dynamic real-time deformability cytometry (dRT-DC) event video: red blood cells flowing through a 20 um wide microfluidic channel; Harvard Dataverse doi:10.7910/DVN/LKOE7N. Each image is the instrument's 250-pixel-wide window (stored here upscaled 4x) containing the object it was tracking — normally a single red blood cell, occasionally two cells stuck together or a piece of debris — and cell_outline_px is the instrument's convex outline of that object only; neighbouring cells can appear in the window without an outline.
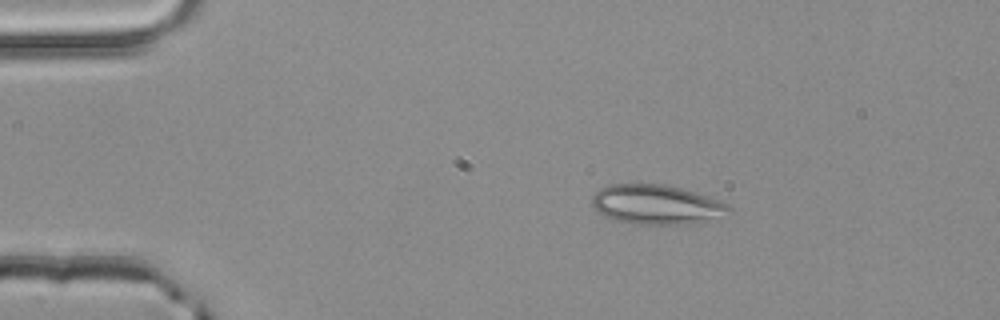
{"species": "common noctule bat (a hibernating species)", "species_latin": "Nyctalus noctula", "temperature_condition": "room temperature", "stored_images_in_passage": 2, "camera_frame_rate_fps": 3000, "um_per_image_px": 0.085, "animal": {"sex": "male", "body_mass_g": 20.4}, "frame": {"image": 1, "passage_image": 1, "time_ms": 0.0, "image_size_px": [1000, 320], "cell_outline_px": [[732, 212], [688, 224], [632, 224], [612, 220], [604, 216], [592, 204], [592, 196], [600, 188], [608, 184], [664, 184], [680, 188], [708, 196], [720, 200], [728, 204], [732, 208]], "centroid_in_image_um": [55.76, 17.38], "position_along_channel_um": 29.2, "area_um2": 31.39}}